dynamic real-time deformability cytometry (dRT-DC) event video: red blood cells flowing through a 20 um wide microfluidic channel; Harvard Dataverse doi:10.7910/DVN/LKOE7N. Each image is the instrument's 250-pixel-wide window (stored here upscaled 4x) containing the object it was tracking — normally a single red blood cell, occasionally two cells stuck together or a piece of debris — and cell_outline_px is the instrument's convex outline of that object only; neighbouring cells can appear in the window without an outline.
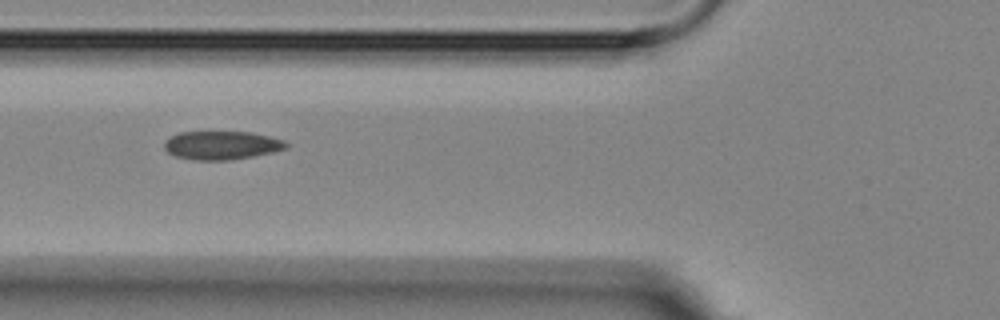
{"species": "Egyptian fruit bat (a non-hibernating species)", "species_latin": "Rousettus aegyptiacus", "temperature_condition": "room temperature", "stored_images_in_passage": 6, "camera_frame_rate_fps": 3000, "um_per_image_px": 0.085, "animal": {"sex": "female"}, "frame": {"image": 1, "passage_image": 6, "time_ms": 5.667, "image_size_px": [1000, 320], "cell_outline_px": [[288, 148], [272, 152], [252, 156], [228, 160], [192, 160], [176, 156], [168, 152], [164, 148], [164, 140], [180, 132], [252, 132], [284, 140], [288, 144]], "centroid_in_image_um": [18.83, 12.35], "position_along_channel_um": 107.0, "area_um2": 20.17}}